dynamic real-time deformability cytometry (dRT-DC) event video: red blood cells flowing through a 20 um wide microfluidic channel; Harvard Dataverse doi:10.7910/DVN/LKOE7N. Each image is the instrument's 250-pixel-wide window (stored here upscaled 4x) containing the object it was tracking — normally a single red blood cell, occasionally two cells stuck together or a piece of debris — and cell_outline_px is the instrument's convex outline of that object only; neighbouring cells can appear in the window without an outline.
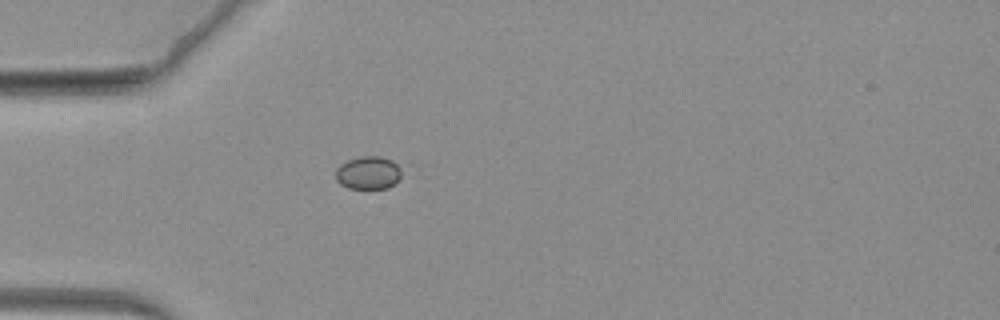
{"species": "common noctule bat (a hibernating species)", "species_latin": "Nyctalus noctula", "temperature_condition": "warm", "stored_images_in_passage": 48, "camera_frame_rate_fps": 3000, "um_per_image_px": 0.085, "animal": {"sex": "female", "body_mass_g": 19.3, "forearm_length_mm": 54.1}, "frame": {"image": 1, "passage_image": 1, "time_ms": 0.0, "image_size_px": [1000, 320], "cell_outline_px": [[400, 176], [388, 188], [348, 188], [340, 184], [336, 180], [336, 168], [340, 164], [348, 160], [360, 156], [380, 156], [392, 160], [400, 168]], "centroid_in_image_um": [31.26, 14.67], "position_along_channel_um": 53.7, "area_um2": 12.54}}
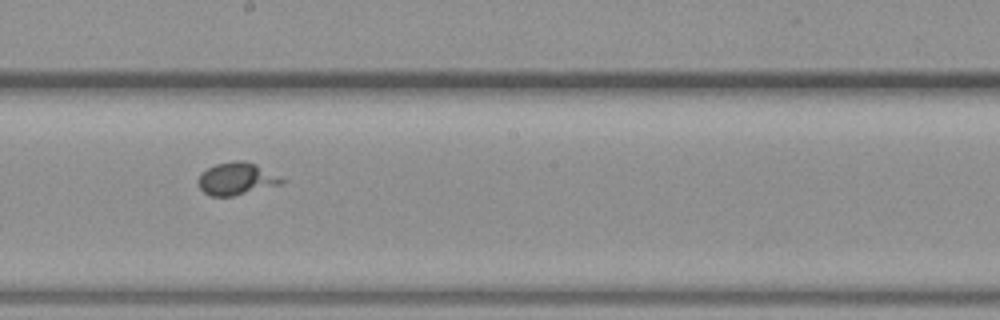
{"frame": {"image": 2, "passage_image": 19, "time_ms": 6.0, "image_size_px": [1000, 320], "cell_outline_px": [[288, 180], [284, 184], [232, 196], [208, 196], [200, 188], [196, 180], [200, 172], [216, 164], [236, 160], [244, 160], [256, 164]], "centroid_in_image_um": [20.12, 15.19], "position_along_channel_um": 228.1, "area_um2": 16.07}}
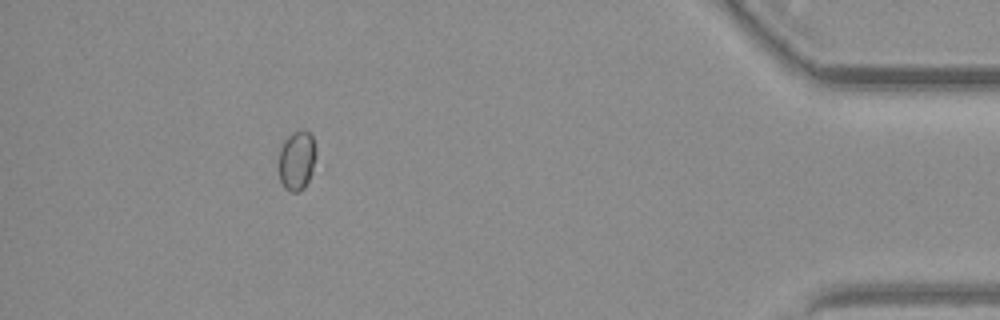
{"frame": {"image": 3, "passage_image": 42, "time_ms": 13.667, "image_size_px": [1000, 320], "cell_outline_px": [[316, 156], [312, 172], [304, 188], [296, 192], [292, 192], [284, 188], [280, 180], [280, 148], [284, 140], [292, 132], [300, 128], [304, 128], [312, 136], [316, 148]], "centroid_in_image_um": [25.25, 13.59], "position_along_channel_um": 410.0, "area_um2": 13.01}}